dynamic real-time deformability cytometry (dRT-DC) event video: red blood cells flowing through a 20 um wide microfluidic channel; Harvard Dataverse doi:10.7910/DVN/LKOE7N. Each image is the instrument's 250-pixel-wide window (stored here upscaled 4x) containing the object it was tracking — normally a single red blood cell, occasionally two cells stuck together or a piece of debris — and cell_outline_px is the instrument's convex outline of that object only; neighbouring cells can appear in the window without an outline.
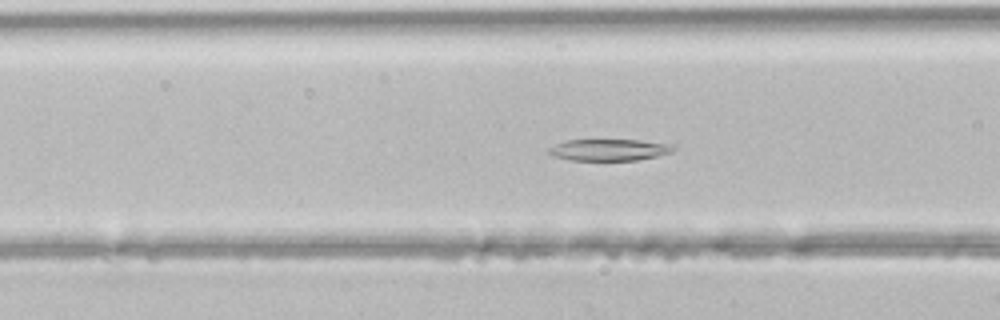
{"species": "common noctule bat (a hibernating species)", "species_latin": "Nyctalus noctula", "temperature_condition": "room temperature", "stored_images_in_passage": 49, "camera_frame_rate_fps": 3000, "um_per_image_px": 0.085, "animal": {"sex": "male", "body_mass_g": 21.5, "forearm_length_mm": 52.0}, "frame": {"image": 1, "passage_image": 19, "time_ms": 6.0, "image_size_px": [1000, 320], "cell_outline_px": [[676, 148], [672, 152], [656, 156], [636, 160], [572, 160], [552, 156], [548, 152], [548, 148], [556, 144], [568, 140], [640, 140], [672, 144]], "centroid_in_image_um": [51.79, 12.73], "position_along_channel_um": 114.8, "area_um2": 15.61}}
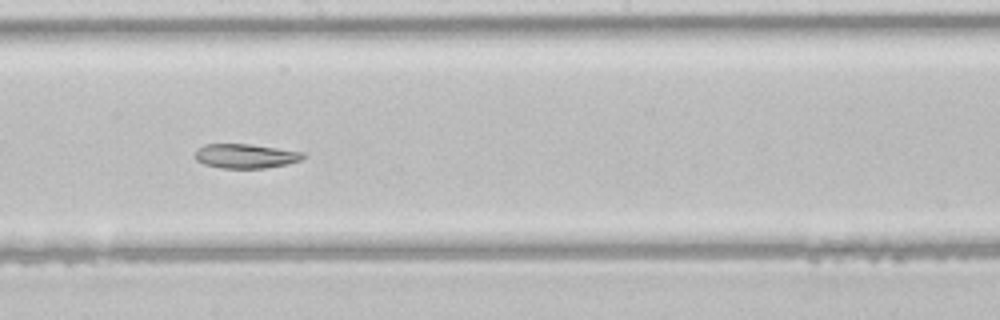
{"frame": {"image": 2, "passage_image": 27, "time_ms": 8.667, "image_size_px": [1000, 320], "cell_outline_px": [[304, 156], [300, 160], [288, 164], [264, 168], [220, 168], [204, 164], [196, 160], [196, 152], [204, 144], [248, 144], [304, 152]], "centroid_in_image_um": [20.87, 13.27], "position_along_channel_um": 227.3, "area_um2": 15.14}}
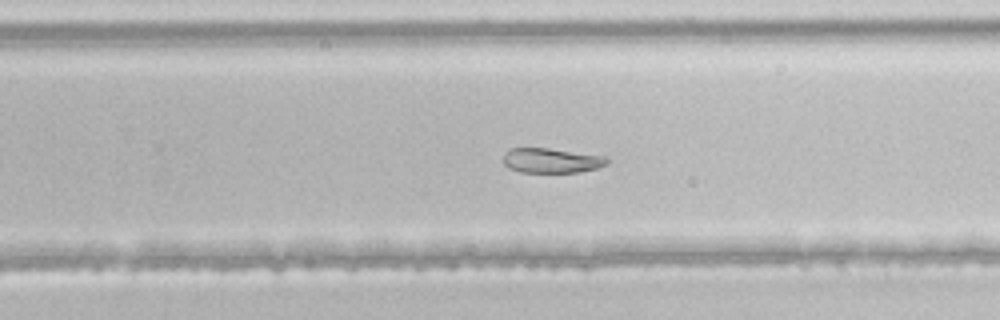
{"frame": {"image": 3, "passage_image": 31, "time_ms": 10.0, "image_size_px": [1000, 320], "cell_outline_px": [[608, 164], [596, 168], [580, 172], [520, 172], [508, 168], [504, 164], [504, 152], [508, 148], [548, 148], [608, 156]], "centroid_in_image_um": [46.88, 13.64], "position_along_channel_um": 282.9, "area_um2": 15.14}}